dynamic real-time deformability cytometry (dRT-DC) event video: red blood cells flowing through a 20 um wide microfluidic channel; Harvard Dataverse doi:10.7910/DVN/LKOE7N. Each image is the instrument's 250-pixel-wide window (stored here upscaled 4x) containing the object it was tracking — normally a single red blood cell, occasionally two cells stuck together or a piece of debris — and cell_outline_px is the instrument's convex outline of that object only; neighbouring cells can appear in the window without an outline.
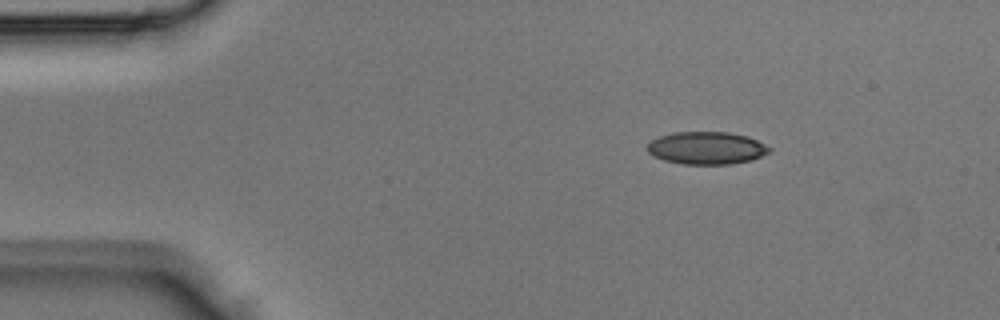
{"species": "Egyptian fruit bat (a non-hibernating species)", "species_latin": "Rousettus aegyptiacus", "temperature_condition": "room temperature", "stored_images_in_passage": 3, "camera_frame_rate_fps": 3000, "um_per_image_px": 0.085, "animal": {"sex": "male"}, "frame": {"image": 1, "passage_image": 1, "time_ms": 0.0, "image_size_px": [1000, 320], "cell_outline_px": [[772, 148], [768, 152], [752, 160], [732, 164], [684, 164], [664, 160], [648, 152], [644, 148], [652, 140], [660, 136], [676, 132], [728, 132], [748, 136]], "centroid_in_image_um": [60.05, 12.58], "position_along_channel_um": 24.9, "area_um2": 23.06}}
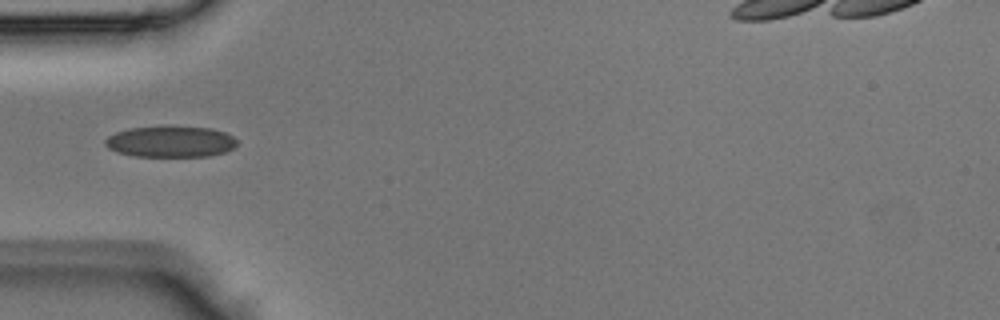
{"frame": {"image": 2, "passage_image": 3, "time_ms": 0.667, "image_size_px": [1000, 320], "cell_outline_px": [[236, 144], [232, 148], [224, 152], [208, 156], [136, 156], [116, 152], [108, 148], [104, 144], [104, 140], [108, 136], [116, 132], [128, 128], [168, 124], [212, 128], [224, 132], [232, 136], [236, 140]], "centroid_in_image_um": [14.46, 12.0], "position_along_channel_um": 70.5, "area_um2": 24.51}}